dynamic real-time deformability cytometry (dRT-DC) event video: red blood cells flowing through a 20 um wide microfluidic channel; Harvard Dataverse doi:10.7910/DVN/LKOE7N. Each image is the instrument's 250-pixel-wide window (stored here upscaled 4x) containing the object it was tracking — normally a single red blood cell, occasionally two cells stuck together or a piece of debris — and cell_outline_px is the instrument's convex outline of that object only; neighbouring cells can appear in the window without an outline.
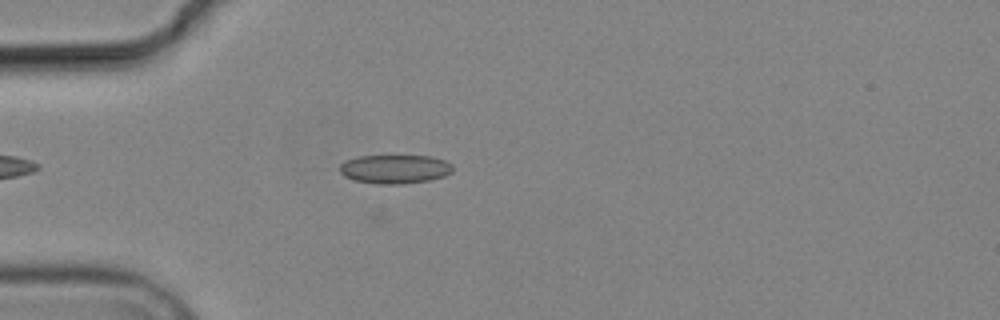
{"species": "common noctule bat (a hibernating species)", "species_latin": "Nyctalus noctula", "temperature_condition": "cold", "stored_images_in_passage": 4, "camera_frame_rate_fps": 3000, "um_per_image_px": 0.085, "animal": {"sex": "male", "body_mass_g": 19.2, "forearm_length_mm": 51.8}, "frame": {"image": 1, "passage_image": 4, "time_ms": 3.333, "image_size_px": [1000, 320], "cell_outline_px": [[452, 172], [444, 176], [428, 180], [400, 184], [376, 184], [356, 180], [344, 176], [340, 172], [340, 164], [344, 160], [360, 156], [432, 156], [444, 160], [452, 164]], "centroid_in_image_um": [33.55, 14.36], "position_along_channel_um": 51.4, "area_um2": 18.96}}